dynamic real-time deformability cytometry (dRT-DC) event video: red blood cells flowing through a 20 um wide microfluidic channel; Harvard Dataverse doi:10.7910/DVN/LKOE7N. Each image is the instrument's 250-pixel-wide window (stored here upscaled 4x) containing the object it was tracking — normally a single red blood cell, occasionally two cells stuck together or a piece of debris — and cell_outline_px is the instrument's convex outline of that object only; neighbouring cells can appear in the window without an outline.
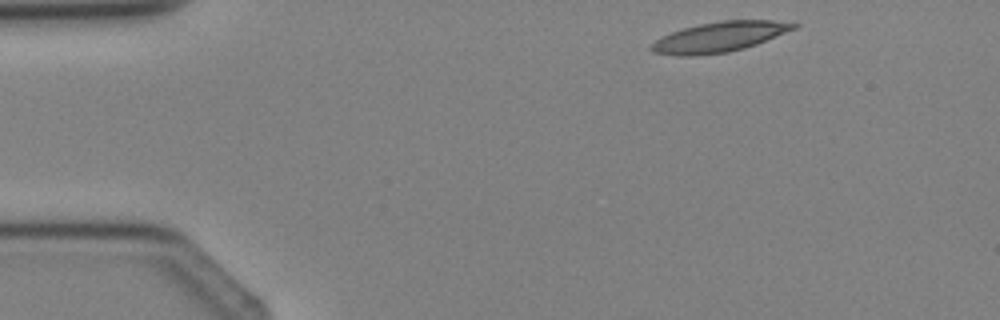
{"species": "Egyptian fruit bat (a non-hibernating species)", "species_latin": "Rousettus aegyptiacus", "temperature_condition": "cold", "stored_images_in_passage": 2, "camera_frame_rate_fps": 3000, "um_per_image_px": 0.085, "animal": {"sex": "female"}, "frame": {"image": 1, "passage_image": 1, "time_ms": 0.0, "image_size_px": [1000, 320], "cell_outline_px": [[800, 24], [796, 28], [756, 44], [744, 48], [728, 52], [652, 52], [648, 48], [656, 40], [672, 32], [684, 28], [700, 24], [724, 20], [772, 20]], "centroid_in_image_um": [61.28, 3.07], "position_along_channel_um": 23.7, "area_um2": 23.41}}